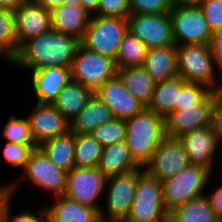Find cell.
I'll return each mask as SVG.
<instances>
[{"label": "cell", "mask_w": 222, "mask_h": 222, "mask_svg": "<svg viewBox=\"0 0 222 222\" xmlns=\"http://www.w3.org/2000/svg\"><path fill=\"white\" fill-rule=\"evenodd\" d=\"M80 40L51 29L25 42L9 64L26 71L46 67L71 68Z\"/></svg>", "instance_id": "6da1fadb"}, {"label": "cell", "mask_w": 222, "mask_h": 222, "mask_svg": "<svg viewBox=\"0 0 222 222\" xmlns=\"http://www.w3.org/2000/svg\"><path fill=\"white\" fill-rule=\"evenodd\" d=\"M125 143L134 161L143 167L151 160L159 144L167 137L165 118L144 108L125 120Z\"/></svg>", "instance_id": "7a4b0ae2"}, {"label": "cell", "mask_w": 222, "mask_h": 222, "mask_svg": "<svg viewBox=\"0 0 222 222\" xmlns=\"http://www.w3.org/2000/svg\"><path fill=\"white\" fill-rule=\"evenodd\" d=\"M20 174V177H15L17 180H9L14 196L18 193L20 185L26 181L31 183L30 185L33 184V187L40 188L38 190L43 191V194L46 192L51 195V199L66 193L67 172L56 167L39 148L31 152Z\"/></svg>", "instance_id": "3957f363"}, {"label": "cell", "mask_w": 222, "mask_h": 222, "mask_svg": "<svg viewBox=\"0 0 222 222\" xmlns=\"http://www.w3.org/2000/svg\"><path fill=\"white\" fill-rule=\"evenodd\" d=\"M177 47L178 77L188 83H198L216 91L220 69L217 67L209 44H189Z\"/></svg>", "instance_id": "277c9868"}, {"label": "cell", "mask_w": 222, "mask_h": 222, "mask_svg": "<svg viewBox=\"0 0 222 222\" xmlns=\"http://www.w3.org/2000/svg\"><path fill=\"white\" fill-rule=\"evenodd\" d=\"M212 172L202 166L189 164L173 178L162 184L163 201L170 213L175 208L205 194Z\"/></svg>", "instance_id": "5b68a950"}, {"label": "cell", "mask_w": 222, "mask_h": 222, "mask_svg": "<svg viewBox=\"0 0 222 222\" xmlns=\"http://www.w3.org/2000/svg\"><path fill=\"white\" fill-rule=\"evenodd\" d=\"M144 168L111 176L106 180L105 192L100 209L101 222L125 221L134 200L138 176Z\"/></svg>", "instance_id": "8992f818"}, {"label": "cell", "mask_w": 222, "mask_h": 222, "mask_svg": "<svg viewBox=\"0 0 222 222\" xmlns=\"http://www.w3.org/2000/svg\"><path fill=\"white\" fill-rule=\"evenodd\" d=\"M127 32V19L92 15L80 44L90 51L116 60L119 46Z\"/></svg>", "instance_id": "52a82bcc"}, {"label": "cell", "mask_w": 222, "mask_h": 222, "mask_svg": "<svg viewBox=\"0 0 222 222\" xmlns=\"http://www.w3.org/2000/svg\"><path fill=\"white\" fill-rule=\"evenodd\" d=\"M162 184L145 170L138 176L134 200L125 222H168Z\"/></svg>", "instance_id": "ba28073f"}, {"label": "cell", "mask_w": 222, "mask_h": 222, "mask_svg": "<svg viewBox=\"0 0 222 222\" xmlns=\"http://www.w3.org/2000/svg\"><path fill=\"white\" fill-rule=\"evenodd\" d=\"M117 75L115 60L78 46L71 67V80L95 93L106 81Z\"/></svg>", "instance_id": "9c48e42d"}, {"label": "cell", "mask_w": 222, "mask_h": 222, "mask_svg": "<svg viewBox=\"0 0 222 222\" xmlns=\"http://www.w3.org/2000/svg\"><path fill=\"white\" fill-rule=\"evenodd\" d=\"M106 180L107 177L98 167H73L67 172L65 195L100 212Z\"/></svg>", "instance_id": "30bf717a"}, {"label": "cell", "mask_w": 222, "mask_h": 222, "mask_svg": "<svg viewBox=\"0 0 222 222\" xmlns=\"http://www.w3.org/2000/svg\"><path fill=\"white\" fill-rule=\"evenodd\" d=\"M170 17L176 46L210 44L212 32L199 6H173Z\"/></svg>", "instance_id": "8fae6325"}, {"label": "cell", "mask_w": 222, "mask_h": 222, "mask_svg": "<svg viewBox=\"0 0 222 222\" xmlns=\"http://www.w3.org/2000/svg\"><path fill=\"white\" fill-rule=\"evenodd\" d=\"M216 91H209L194 106H175L165 119L166 136L178 138L182 134L210 126L211 109Z\"/></svg>", "instance_id": "7c38bea8"}, {"label": "cell", "mask_w": 222, "mask_h": 222, "mask_svg": "<svg viewBox=\"0 0 222 222\" xmlns=\"http://www.w3.org/2000/svg\"><path fill=\"white\" fill-rule=\"evenodd\" d=\"M127 20L128 31L139 38L147 50L176 45L170 13L130 14Z\"/></svg>", "instance_id": "4fadbf2b"}, {"label": "cell", "mask_w": 222, "mask_h": 222, "mask_svg": "<svg viewBox=\"0 0 222 222\" xmlns=\"http://www.w3.org/2000/svg\"><path fill=\"white\" fill-rule=\"evenodd\" d=\"M189 165L187 154L178 138L166 137L157 147L144 170L162 182L173 178Z\"/></svg>", "instance_id": "5bb4252c"}, {"label": "cell", "mask_w": 222, "mask_h": 222, "mask_svg": "<svg viewBox=\"0 0 222 222\" xmlns=\"http://www.w3.org/2000/svg\"><path fill=\"white\" fill-rule=\"evenodd\" d=\"M26 113L32 138L37 146L71 130V124L52 104L34 102Z\"/></svg>", "instance_id": "9a60e30c"}, {"label": "cell", "mask_w": 222, "mask_h": 222, "mask_svg": "<svg viewBox=\"0 0 222 222\" xmlns=\"http://www.w3.org/2000/svg\"><path fill=\"white\" fill-rule=\"evenodd\" d=\"M178 139L183 144L189 164L202 165L213 173L220 148L211 126L186 132Z\"/></svg>", "instance_id": "2e32d148"}, {"label": "cell", "mask_w": 222, "mask_h": 222, "mask_svg": "<svg viewBox=\"0 0 222 222\" xmlns=\"http://www.w3.org/2000/svg\"><path fill=\"white\" fill-rule=\"evenodd\" d=\"M25 72L31 78L27 82H30L35 103L53 104L62 88L71 80V68L66 67H46Z\"/></svg>", "instance_id": "e0dca14e"}, {"label": "cell", "mask_w": 222, "mask_h": 222, "mask_svg": "<svg viewBox=\"0 0 222 222\" xmlns=\"http://www.w3.org/2000/svg\"><path fill=\"white\" fill-rule=\"evenodd\" d=\"M14 16L19 49L25 42L52 29L51 10L37 5L33 0L20 5L14 11Z\"/></svg>", "instance_id": "ac0fdd59"}, {"label": "cell", "mask_w": 222, "mask_h": 222, "mask_svg": "<svg viewBox=\"0 0 222 222\" xmlns=\"http://www.w3.org/2000/svg\"><path fill=\"white\" fill-rule=\"evenodd\" d=\"M95 94L111 109L112 115L116 119L126 120L146 108L125 88L117 75L106 81Z\"/></svg>", "instance_id": "d6986e66"}, {"label": "cell", "mask_w": 222, "mask_h": 222, "mask_svg": "<svg viewBox=\"0 0 222 222\" xmlns=\"http://www.w3.org/2000/svg\"><path fill=\"white\" fill-rule=\"evenodd\" d=\"M46 201L43 204L45 222H101L100 213L96 209L82 205L66 195Z\"/></svg>", "instance_id": "ffe728a7"}, {"label": "cell", "mask_w": 222, "mask_h": 222, "mask_svg": "<svg viewBox=\"0 0 222 222\" xmlns=\"http://www.w3.org/2000/svg\"><path fill=\"white\" fill-rule=\"evenodd\" d=\"M52 29L60 33L76 37L82 40L87 25L90 22V14L81 5L69 6L62 4L52 11Z\"/></svg>", "instance_id": "44dd1931"}, {"label": "cell", "mask_w": 222, "mask_h": 222, "mask_svg": "<svg viewBox=\"0 0 222 222\" xmlns=\"http://www.w3.org/2000/svg\"><path fill=\"white\" fill-rule=\"evenodd\" d=\"M143 67L156 82L178 77L176 45L147 50Z\"/></svg>", "instance_id": "7402d4cb"}, {"label": "cell", "mask_w": 222, "mask_h": 222, "mask_svg": "<svg viewBox=\"0 0 222 222\" xmlns=\"http://www.w3.org/2000/svg\"><path fill=\"white\" fill-rule=\"evenodd\" d=\"M94 93L81 83L70 80L62 88L53 106L63 115L71 124L78 113L87 105L89 99Z\"/></svg>", "instance_id": "603a6c76"}, {"label": "cell", "mask_w": 222, "mask_h": 222, "mask_svg": "<svg viewBox=\"0 0 222 222\" xmlns=\"http://www.w3.org/2000/svg\"><path fill=\"white\" fill-rule=\"evenodd\" d=\"M98 168L109 178L141 167L134 161L125 141H121L103 148Z\"/></svg>", "instance_id": "cb8c5ba5"}, {"label": "cell", "mask_w": 222, "mask_h": 222, "mask_svg": "<svg viewBox=\"0 0 222 222\" xmlns=\"http://www.w3.org/2000/svg\"><path fill=\"white\" fill-rule=\"evenodd\" d=\"M114 116L111 109L104 104L94 93L87 105L78 113L76 119L71 123L74 134L91 133L99 125L112 121Z\"/></svg>", "instance_id": "d4e9b609"}, {"label": "cell", "mask_w": 222, "mask_h": 222, "mask_svg": "<svg viewBox=\"0 0 222 222\" xmlns=\"http://www.w3.org/2000/svg\"><path fill=\"white\" fill-rule=\"evenodd\" d=\"M38 148L58 168L69 172L74 166L75 134L72 130L41 143Z\"/></svg>", "instance_id": "484cf974"}, {"label": "cell", "mask_w": 222, "mask_h": 222, "mask_svg": "<svg viewBox=\"0 0 222 222\" xmlns=\"http://www.w3.org/2000/svg\"><path fill=\"white\" fill-rule=\"evenodd\" d=\"M117 76L133 96L145 106L148 105L157 82L148 74L143 66L117 69Z\"/></svg>", "instance_id": "4316f807"}, {"label": "cell", "mask_w": 222, "mask_h": 222, "mask_svg": "<svg viewBox=\"0 0 222 222\" xmlns=\"http://www.w3.org/2000/svg\"><path fill=\"white\" fill-rule=\"evenodd\" d=\"M186 83L181 77L157 82L147 109L166 119L175 110L178 103L179 90Z\"/></svg>", "instance_id": "83f0119b"}, {"label": "cell", "mask_w": 222, "mask_h": 222, "mask_svg": "<svg viewBox=\"0 0 222 222\" xmlns=\"http://www.w3.org/2000/svg\"><path fill=\"white\" fill-rule=\"evenodd\" d=\"M218 220L207 198L202 195L172 210L168 222H218Z\"/></svg>", "instance_id": "f1b7e54d"}, {"label": "cell", "mask_w": 222, "mask_h": 222, "mask_svg": "<svg viewBox=\"0 0 222 222\" xmlns=\"http://www.w3.org/2000/svg\"><path fill=\"white\" fill-rule=\"evenodd\" d=\"M103 148L91 134H75L74 166L80 168L98 167Z\"/></svg>", "instance_id": "f546056e"}, {"label": "cell", "mask_w": 222, "mask_h": 222, "mask_svg": "<svg viewBox=\"0 0 222 222\" xmlns=\"http://www.w3.org/2000/svg\"><path fill=\"white\" fill-rule=\"evenodd\" d=\"M19 52L16 34L15 16L13 11L0 9V59L11 63Z\"/></svg>", "instance_id": "4dcf8cb0"}, {"label": "cell", "mask_w": 222, "mask_h": 222, "mask_svg": "<svg viewBox=\"0 0 222 222\" xmlns=\"http://www.w3.org/2000/svg\"><path fill=\"white\" fill-rule=\"evenodd\" d=\"M146 52V45L128 31L118 49V55L115 60L117 69L143 66Z\"/></svg>", "instance_id": "1f68e13d"}, {"label": "cell", "mask_w": 222, "mask_h": 222, "mask_svg": "<svg viewBox=\"0 0 222 222\" xmlns=\"http://www.w3.org/2000/svg\"><path fill=\"white\" fill-rule=\"evenodd\" d=\"M9 119V120H8ZM4 127H2V137L7 142L19 143L29 145L33 150L38 148L34 142L28 118L26 115L17 116L16 114H10Z\"/></svg>", "instance_id": "d6a6232c"}, {"label": "cell", "mask_w": 222, "mask_h": 222, "mask_svg": "<svg viewBox=\"0 0 222 222\" xmlns=\"http://www.w3.org/2000/svg\"><path fill=\"white\" fill-rule=\"evenodd\" d=\"M103 147L125 140V120L114 118L112 121L99 125L90 133Z\"/></svg>", "instance_id": "836d02e7"}, {"label": "cell", "mask_w": 222, "mask_h": 222, "mask_svg": "<svg viewBox=\"0 0 222 222\" xmlns=\"http://www.w3.org/2000/svg\"><path fill=\"white\" fill-rule=\"evenodd\" d=\"M2 148L4 164L11 168L23 170L33 149L26 144L5 142Z\"/></svg>", "instance_id": "e575fe53"}, {"label": "cell", "mask_w": 222, "mask_h": 222, "mask_svg": "<svg viewBox=\"0 0 222 222\" xmlns=\"http://www.w3.org/2000/svg\"><path fill=\"white\" fill-rule=\"evenodd\" d=\"M130 14L170 13L172 0H129Z\"/></svg>", "instance_id": "d590c367"}, {"label": "cell", "mask_w": 222, "mask_h": 222, "mask_svg": "<svg viewBox=\"0 0 222 222\" xmlns=\"http://www.w3.org/2000/svg\"><path fill=\"white\" fill-rule=\"evenodd\" d=\"M94 15L127 19L130 15L129 0H100Z\"/></svg>", "instance_id": "8d00e7d4"}, {"label": "cell", "mask_w": 222, "mask_h": 222, "mask_svg": "<svg viewBox=\"0 0 222 222\" xmlns=\"http://www.w3.org/2000/svg\"><path fill=\"white\" fill-rule=\"evenodd\" d=\"M210 89L202 84L186 82L179 90L178 103L175 106H194Z\"/></svg>", "instance_id": "74e56055"}, {"label": "cell", "mask_w": 222, "mask_h": 222, "mask_svg": "<svg viewBox=\"0 0 222 222\" xmlns=\"http://www.w3.org/2000/svg\"><path fill=\"white\" fill-rule=\"evenodd\" d=\"M14 200L7 206L2 222H44V206L40 209L22 208L21 212H14ZM13 210V211H12Z\"/></svg>", "instance_id": "f35d334b"}, {"label": "cell", "mask_w": 222, "mask_h": 222, "mask_svg": "<svg viewBox=\"0 0 222 222\" xmlns=\"http://www.w3.org/2000/svg\"><path fill=\"white\" fill-rule=\"evenodd\" d=\"M199 7L212 33L222 29V0H204Z\"/></svg>", "instance_id": "ab89813d"}, {"label": "cell", "mask_w": 222, "mask_h": 222, "mask_svg": "<svg viewBox=\"0 0 222 222\" xmlns=\"http://www.w3.org/2000/svg\"><path fill=\"white\" fill-rule=\"evenodd\" d=\"M210 126L217 139L218 146H222V99L216 94L211 109Z\"/></svg>", "instance_id": "60d3db41"}, {"label": "cell", "mask_w": 222, "mask_h": 222, "mask_svg": "<svg viewBox=\"0 0 222 222\" xmlns=\"http://www.w3.org/2000/svg\"><path fill=\"white\" fill-rule=\"evenodd\" d=\"M212 178V179H211ZM213 181V175L211 174L210 180L208 181L207 188L205 191V197L207 198L211 209L219 220H222V182L217 184L216 186L211 184ZM212 186V191L208 188ZM214 188V189H213ZM210 190V191H208ZM211 192V193H210ZM207 193V194H206Z\"/></svg>", "instance_id": "b9f144b4"}, {"label": "cell", "mask_w": 222, "mask_h": 222, "mask_svg": "<svg viewBox=\"0 0 222 222\" xmlns=\"http://www.w3.org/2000/svg\"><path fill=\"white\" fill-rule=\"evenodd\" d=\"M209 45L217 67L222 70V29L212 33Z\"/></svg>", "instance_id": "7bdbcfd3"}, {"label": "cell", "mask_w": 222, "mask_h": 222, "mask_svg": "<svg viewBox=\"0 0 222 222\" xmlns=\"http://www.w3.org/2000/svg\"><path fill=\"white\" fill-rule=\"evenodd\" d=\"M15 199L10 182L0 184V222L3 220V216L7 206Z\"/></svg>", "instance_id": "ee69618b"}, {"label": "cell", "mask_w": 222, "mask_h": 222, "mask_svg": "<svg viewBox=\"0 0 222 222\" xmlns=\"http://www.w3.org/2000/svg\"><path fill=\"white\" fill-rule=\"evenodd\" d=\"M28 0H0V9L15 11L20 5Z\"/></svg>", "instance_id": "f6af8a7d"}, {"label": "cell", "mask_w": 222, "mask_h": 222, "mask_svg": "<svg viewBox=\"0 0 222 222\" xmlns=\"http://www.w3.org/2000/svg\"><path fill=\"white\" fill-rule=\"evenodd\" d=\"M37 5L42 6L48 10H53L54 8L60 7L63 0H33Z\"/></svg>", "instance_id": "bcb514c9"}, {"label": "cell", "mask_w": 222, "mask_h": 222, "mask_svg": "<svg viewBox=\"0 0 222 222\" xmlns=\"http://www.w3.org/2000/svg\"><path fill=\"white\" fill-rule=\"evenodd\" d=\"M80 2L84 9L94 15L97 12L100 0H80Z\"/></svg>", "instance_id": "7dc6e473"}, {"label": "cell", "mask_w": 222, "mask_h": 222, "mask_svg": "<svg viewBox=\"0 0 222 222\" xmlns=\"http://www.w3.org/2000/svg\"><path fill=\"white\" fill-rule=\"evenodd\" d=\"M204 0H172L173 6H199Z\"/></svg>", "instance_id": "c3c4849f"}, {"label": "cell", "mask_w": 222, "mask_h": 222, "mask_svg": "<svg viewBox=\"0 0 222 222\" xmlns=\"http://www.w3.org/2000/svg\"><path fill=\"white\" fill-rule=\"evenodd\" d=\"M62 4L64 5H69V6H76V5H81L80 0H63Z\"/></svg>", "instance_id": "681fc988"}, {"label": "cell", "mask_w": 222, "mask_h": 222, "mask_svg": "<svg viewBox=\"0 0 222 222\" xmlns=\"http://www.w3.org/2000/svg\"><path fill=\"white\" fill-rule=\"evenodd\" d=\"M221 82H219L218 88L216 90L217 95L222 99V70L220 71V78H219Z\"/></svg>", "instance_id": "f907efd6"}]
</instances>
